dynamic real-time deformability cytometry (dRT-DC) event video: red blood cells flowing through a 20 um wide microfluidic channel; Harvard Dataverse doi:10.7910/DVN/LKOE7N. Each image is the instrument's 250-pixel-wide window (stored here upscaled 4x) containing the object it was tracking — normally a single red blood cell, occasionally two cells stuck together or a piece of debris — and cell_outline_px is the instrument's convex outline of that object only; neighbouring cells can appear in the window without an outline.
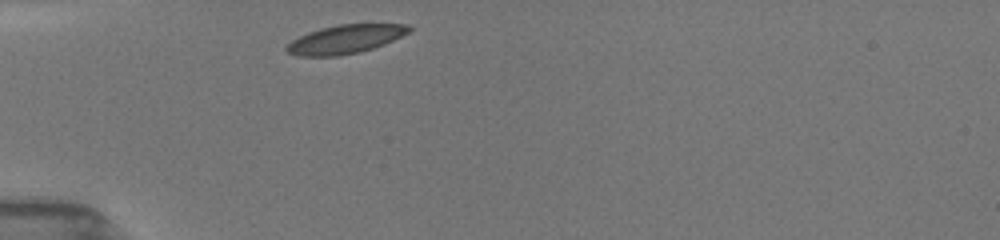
{"species": "common noctule bat (a hibernating species)", "species_latin": "Nyctalus noctula", "temperature_condition": "room temperature", "stored_images_in_passage": 33, "camera_frame_rate_fps": 3000, "um_per_image_px": 0.085, "animal": {"sex": "female", "body_mass_g": 19.5, "forearm_length_mm": 54.1}, "frame": {"image": 1, "passage_image": 1, "time_ms": 0.0, "image_size_px": [1000, 240], "cell_outline_px": [[412, 28], [408, 32], [384, 44], [360, 52], [336, 56], [296, 56], [288, 52], [284, 48], [292, 40], [308, 32], [320, 28], [340, 24], [408, 24]], "centroid_in_image_um": [29.32, 3.33], "position_along_channel_um": 55.7, "area_um2": 20.29}}
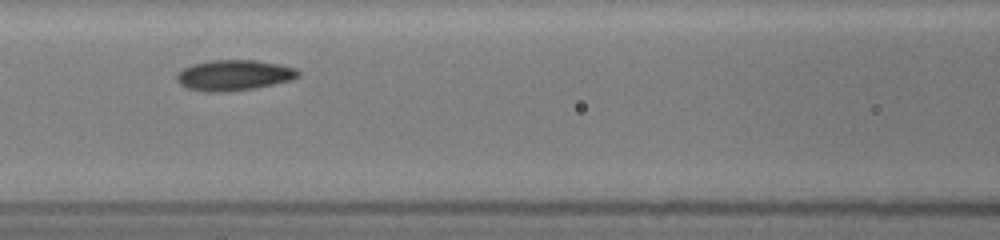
{"frame": {"image": 2, "passage_image": 12, "time_ms": 2.667, "image_size_px": [1000, 240], "cell_outline_px": [[300, 76], [292, 80], [256, 88], [228, 92], [204, 92], [188, 88], [180, 84], [176, 80], [176, 76], [184, 68], [192, 64], [212, 60], [256, 60], [280, 64], [296, 68], [300, 72]], "centroid_in_image_um": [19.92, 6.4], "position_along_channel_um": 146.7, "area_um2": 21.85}}
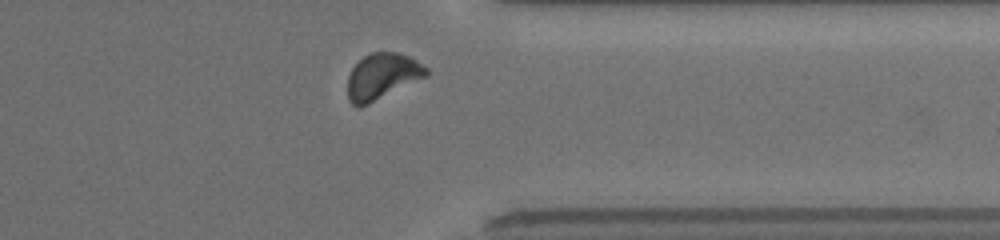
{"frame": {"image": 3, "passage_image": 30, "time_ms": 8.667, "image_size_px": [1000, 240], "cell_outline_px": [[428, 76], [360, 108], [356, 108], [348, 100], [348, 76], [352, 68], [364, 56], [372, 52], [400, 52], [416, 60], [428, 68]], "centroid_in_image_um": [32.49, 6.5], "position_along_channel_um": 378.9, "area_um2": 21.21}, "authors_computed_cell_mechanics": {"area_um2": 21.097, "velocity_mm_per_s": 3.9152, "shape_relaxation_time_tau1_ms": 2.1918, "shape_relaxation_time_tau2_ms": 2.3062, "deformation_change_tau1": 0.094, "deformation_change_tau2": 0.0732}}